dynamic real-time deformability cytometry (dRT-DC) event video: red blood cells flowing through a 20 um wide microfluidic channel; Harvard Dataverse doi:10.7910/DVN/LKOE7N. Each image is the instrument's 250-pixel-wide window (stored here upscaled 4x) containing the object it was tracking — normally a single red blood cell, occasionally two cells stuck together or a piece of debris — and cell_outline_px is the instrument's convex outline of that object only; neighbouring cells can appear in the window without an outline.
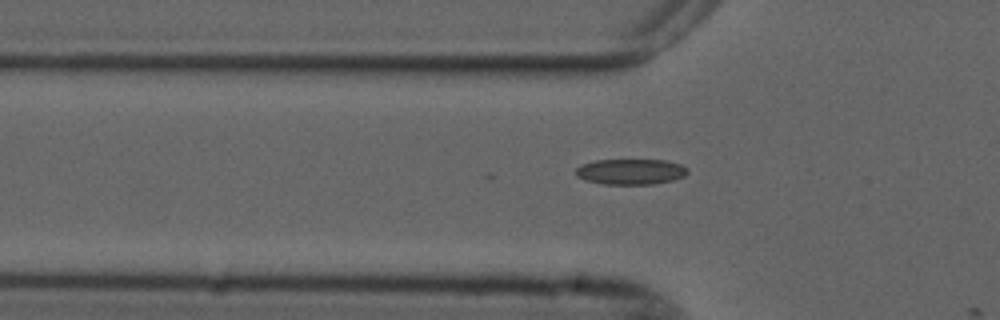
{"species": "common noctule bat (a hibernating species)", "species_latin": "Nyctalus noctula", "temperature_condition": "cold", "stored_images_in_passage": 3, "camera_frame_rate_fps": 3000, "um_per_image_px": 0.085, "animal": {"sex": "male", "forearm_length_mm": 52.5}, "frame": {"image": 1, "passage_image": 2, "time_ms": 0.333, "image_size_px": [1000, 320], "cell_outline_px": [[688, 172], [684, 176], [672, 180], [652, 184], [604, 184], [584, 180], [576, 176], [576, 168], [580, 164], [596, 160], [664, 160], [680, 164], [688, 168]], "centroid_in_image_um": [53.58, 14.59], "position_along_channel_um": 72.2, "area_um2": 16.7}}